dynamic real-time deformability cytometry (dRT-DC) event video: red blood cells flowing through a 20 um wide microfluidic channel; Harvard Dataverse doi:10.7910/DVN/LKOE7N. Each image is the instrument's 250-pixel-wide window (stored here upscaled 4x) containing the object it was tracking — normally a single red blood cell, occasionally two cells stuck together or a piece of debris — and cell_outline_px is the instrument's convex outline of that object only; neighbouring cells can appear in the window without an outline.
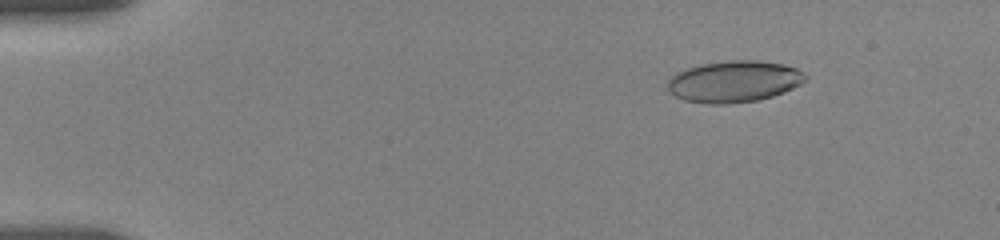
{"species": "human", "species_latin": "Homo sapiens", "temperature_condition": "room temperature", "stored_images_in_passage": 11, "camera_frame_rate_fps": 3000, "um_per_image_px": 0.085, "donor": {"sex": "female"}, "frame": {"image": 1, "passage_image": 4, "time_ms": 2.333, "image_size_px": [1000, 240], "cell_outline_px": [[808, 80], [784, 92], [772, 96], [756, 100], [728, 104], [708, 104], [684, 100], [668, 92], [668, 80], [676, 72], [700, 64], [732, 60], [756, 60], [784, 64], [796, 68], [804, 72], [808, 76]], "centroid_in_image_um": [62.41, 6.92], "position_along_channel_um": 22.6, "area_um2": 33.47}}
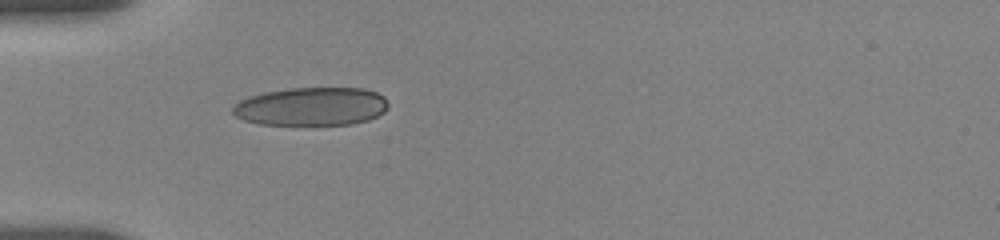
{"frame": {"image": 2, "passage_image": 8, "time_ms": 5.667, "image_size_px": [1000, 240], "cell_outline_px": [[388, 108], [384, 112], [368, 120], [352, 124], [260, 124], [244, 120], [236, 116], [232, 112], [232, 108], [240, 100], [264, 92], [288, 88], [364, 88], [376, 92], [384, 96], [388, 104]], "centroid_in_image_um": [26.49, 9.04], "position_along_channel_um": 58.5, "area_um2": 34.62}}
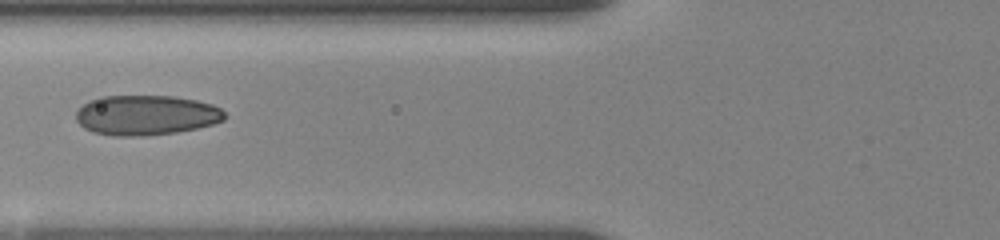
{"frame": {"image": 3, "passage_image": 10, "time_ms": 7.333, "image_size_px": [1000, 240], "cell_outline_px": [[228, 116], [224, 120], [212, 124], [196, 128], [176, 132], [144, 136], [116, 136], [92, 132], [84, 128], [76, 120], [76, 112], [88, 100], [100, 96], [172, 96], [196, 100], [212, 104], [220, 108]], "centroid_in_image_um": [12.41, 9.79], "position_along_channel_um": 113.4, "area_um2": 34.74}}